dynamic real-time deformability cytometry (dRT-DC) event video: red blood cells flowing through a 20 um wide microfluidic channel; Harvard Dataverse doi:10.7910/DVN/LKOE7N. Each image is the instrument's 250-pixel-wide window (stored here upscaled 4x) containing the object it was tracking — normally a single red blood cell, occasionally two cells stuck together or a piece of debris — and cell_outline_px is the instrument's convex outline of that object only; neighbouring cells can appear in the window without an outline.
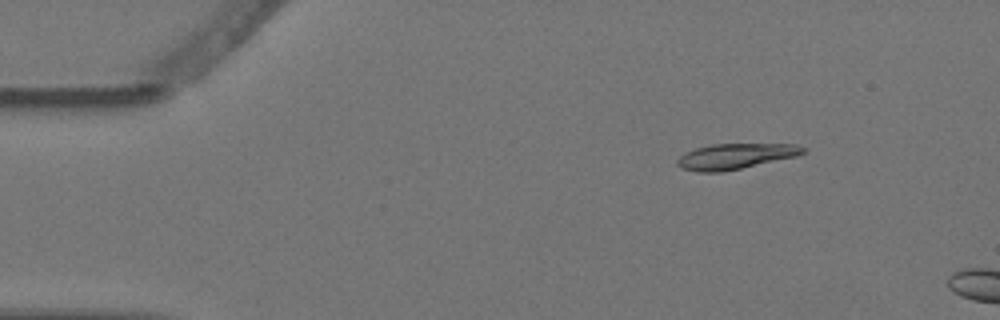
{"species": "Egyptian fruit bat (a non-hibernating species)", "species_latin": "Rousettus aegyptiacus", "temperature_condition": "warm", "stored_images_in_passage": 3, "camera_frame_rate_fps": 3000, "um_per_image_px": 0.085, "animal": {"sex": "female"}, "frame": {"image": 1, "passage_image": 2, "time_ms": 0.333, "image_size_px": [1000, 320], "cell_outline_px": [[808, 152], [796, 156], [740, 168], [720, 172], [696, 172], [680, 168], [676, 164], [676, 160], [684, 152], [696, 148], [712, 144], [796, 144], [808, 148]], "centroid_in_image_um": [62.5, 13.28], "position_along_channel_um": 22.5, "area_um2": 18.79}}